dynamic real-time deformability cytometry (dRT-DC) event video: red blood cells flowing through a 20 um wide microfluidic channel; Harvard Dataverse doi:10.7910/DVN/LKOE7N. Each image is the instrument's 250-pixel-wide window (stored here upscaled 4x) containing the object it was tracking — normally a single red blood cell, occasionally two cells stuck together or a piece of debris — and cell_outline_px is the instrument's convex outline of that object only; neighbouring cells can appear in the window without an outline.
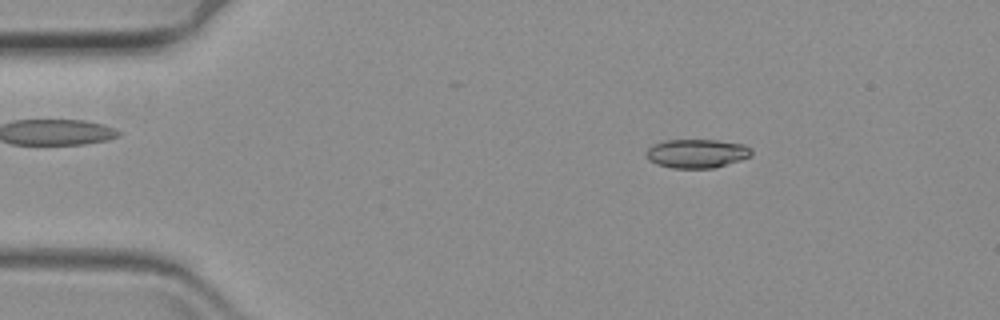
{"species": "common noctule bat (a hibernating species)", "species_latin": "Nyctalus noctula", "temperature_condition": "warm", "stored_images_in_passage": 62, "camera_frame_rate_fps": 3000, "um_per_image_px": 0.085, "animal": {"sex": "female", "body_mass_g": 19.3, "forearm_length_mm": 54.1}, "frame": {"image": 1, "passage_image": 10, "time_ms": 3.0, "image_size_px": [1000, 320], "cell_outline_px": [[752, 152], [748, 156], [740, 160], [716, 168], [672, 168], [656, 164], [648, 160], [644, 152], [652, 144], [664, 140], [716, 140], [744, 144], [752, 148]], "centroid_in_image_um": [59.19, 13.04], "position_along_channel_um": 25.8, "area_um2": 17.86}}
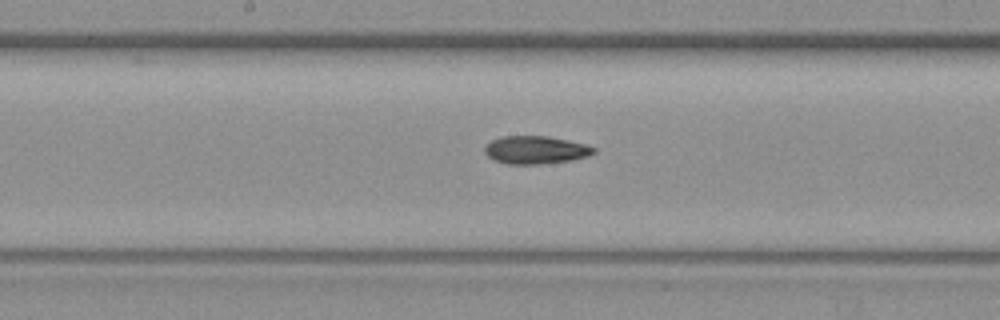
{"frame": {"image": 2, "passage_image": 32, "time_ms": 10.333, "image_size_px": [1000, 320], "cell_outline_px": [[596, 152], [588, 156], [572, 160], [540, 164], [508, 164], [492, 160], [484, 152], [484, 148], [492, 140], [500, 136], [548, 136], [568, 140], [584, 144], [596, 148]], "centroid_in_image_um": [45.52, 12.74], "position_along_channel_um": 202.7, "area_um2": 17.8}}
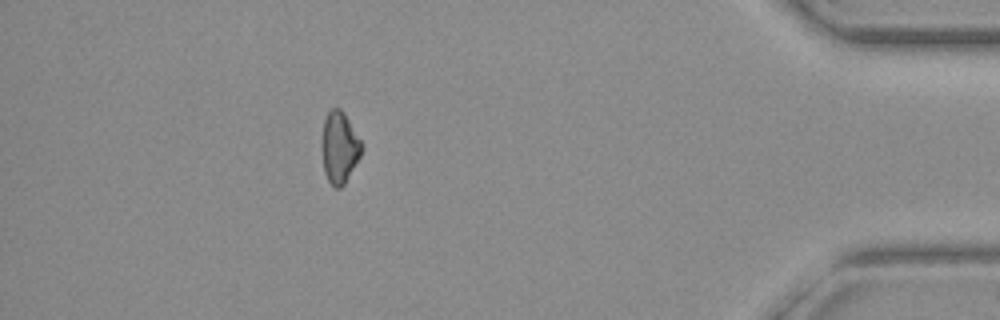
{"frame": {"image": 3, "passage_image": 55, "time_ms": 18.0, "image_size_px": [1000, 320], "cell_outline_px": [[364, 148], [360, 156], [344, 184], [340, 188], [336, 188], [328, 180], [324, 172], [320, 144], [324, 120], [328, 112], [332, 108], [340, 108], [344, 112], [364, 144]], "centroid_in_image_um": [28.85, 12.51], "position_along_channel_um": 406.4, "area_um2": 16.88}}